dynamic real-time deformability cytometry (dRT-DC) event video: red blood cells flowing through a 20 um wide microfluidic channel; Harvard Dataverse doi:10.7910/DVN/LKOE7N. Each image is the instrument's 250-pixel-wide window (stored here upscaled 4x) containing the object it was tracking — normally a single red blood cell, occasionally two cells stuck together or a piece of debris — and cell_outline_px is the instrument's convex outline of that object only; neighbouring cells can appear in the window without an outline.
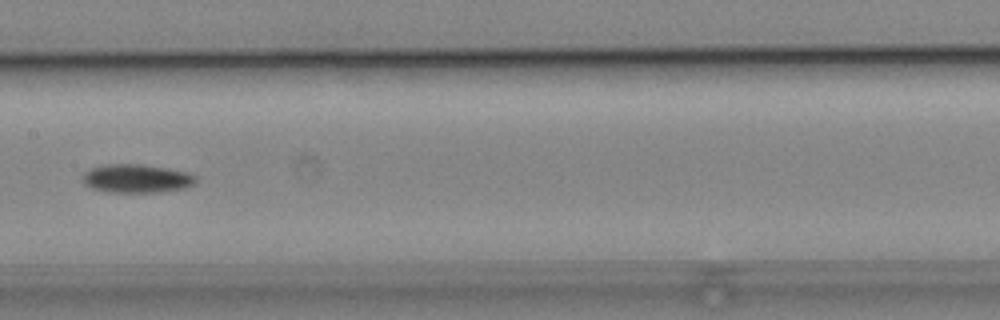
{"species": "common noctule bat (a hibernating species)", "species_latin": "Nyctalus noctula", "temperature_condition": "cold", "stored_images_in_passage": 6, "camera_frame_rate_fps": 3000, "um_per_image_px": 0.085, "animal": {"sex": "male", "body_mass_g": 19.2, "forearm_length_mm": 51.8}, "frame": {"image": 1, "passage_image": 6, "time_ms": 5.667, "image_size_px": [1000, 320], "cell_outline_px": [[196, 180], [192, 184], [184, 188], [160, 192], [108, 192], [92, 188], [84, 184], [80, 180], [80, 176], [88, 168], [104, 164], [140, 164], [168, 168], [188, 172], [196, 176]], "centroid_in_image_um": [11.54, 15.16], "position_along_channel_um": 195.9, "area_um2": 19.07}}